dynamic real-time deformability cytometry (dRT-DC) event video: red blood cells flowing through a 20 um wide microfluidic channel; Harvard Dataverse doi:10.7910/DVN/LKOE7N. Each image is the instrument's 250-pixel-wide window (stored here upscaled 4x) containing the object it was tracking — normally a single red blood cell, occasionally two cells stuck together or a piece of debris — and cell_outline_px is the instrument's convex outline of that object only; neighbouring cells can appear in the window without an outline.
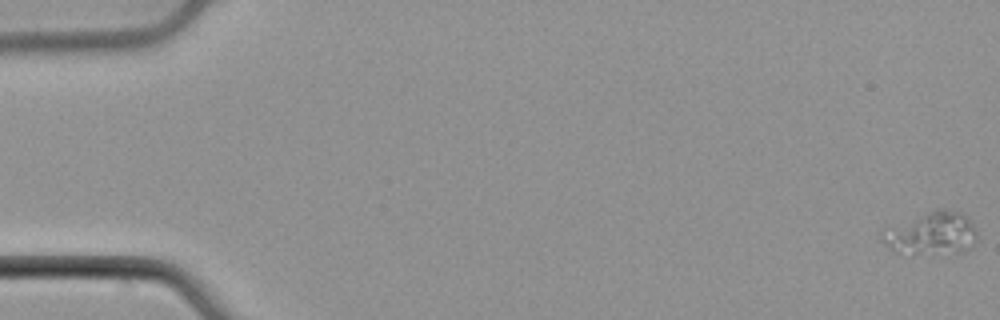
{"species": "common noctule bat (a hibernating species)", "species_latin": "Nyctalus noctula", "temperature_condition": "cold", "stored_images_in_passage": 55, "camera_frame_rate_fps": 3000, "um_per_image_px": 0.085, "animal": {"sex": "male", "body_mass_g": 21.5, "forearm_length_mm": 52.0}, "frame": {"image": 1, "passage_image": 1, "time_ms": 0.0, "image_size_px": [1000, 320], "cell_outline_px": [[976, 240], [972, 248], [956, 256], [892, 252], [880, 240], [880, 232], [884, 228], [936, 208], [944, 208], [960, 212], [968, 220], [976, 232]], "centroid_in_image_um": [79.15, 19.89], "position_along_channel_um": 5.9, "area_um2": 24.57}}
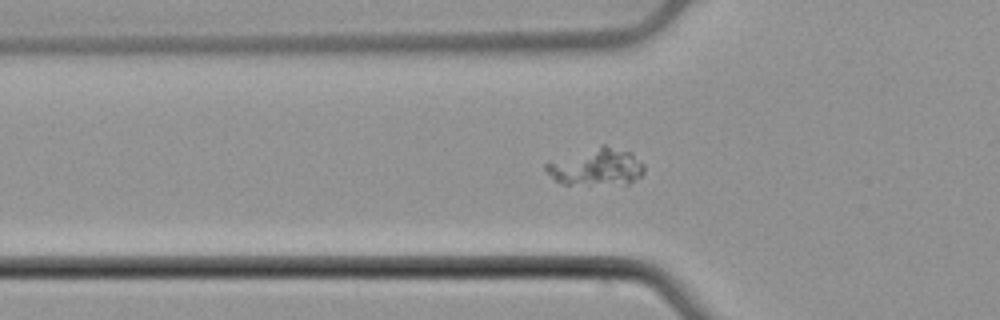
{"frame": {"image": 2, "passage_image": 20, "time_ms": 6.333, "image_size_px": [1000, 320], "cell_outline_px": [[644, 172], [640, 176], [628, 184], [564, 184], [556, 180], [544, 172], [544, 164], [548, 160], [600, 144], [604, 144], [632, 152], [644, 164]], "centroid_in_image_um": [50.65, 14.16], "position_along_channel_um": 75.2, "area_um2": 21.91}}
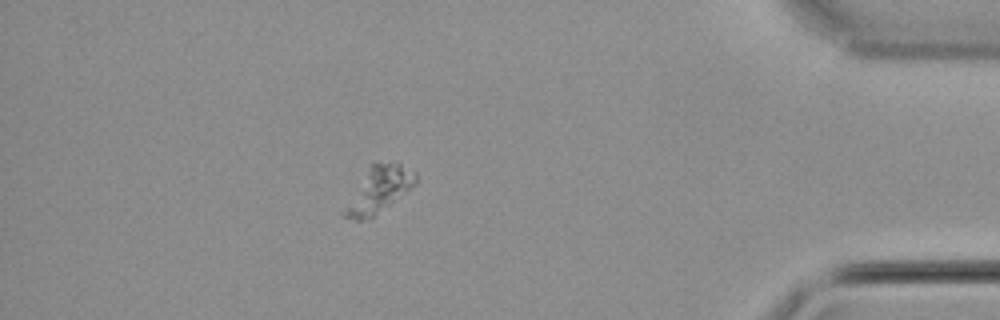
{"frame": {"image": 3, "passage_image": 49, "time_ms": 16.0, "image_size_px": [1000, 320], "cell_outline_px": [[416, 180], [408, 188], [388, 204], [372, 216], [360, 220], [356, 220], [344, 216], [340, 212], [372, 164], [396, 160], [416, 172]], "centroid_in_image_um": [32.17, 16.08], "position_along_channel_um": 403.0, "area_um2": 18.03}}